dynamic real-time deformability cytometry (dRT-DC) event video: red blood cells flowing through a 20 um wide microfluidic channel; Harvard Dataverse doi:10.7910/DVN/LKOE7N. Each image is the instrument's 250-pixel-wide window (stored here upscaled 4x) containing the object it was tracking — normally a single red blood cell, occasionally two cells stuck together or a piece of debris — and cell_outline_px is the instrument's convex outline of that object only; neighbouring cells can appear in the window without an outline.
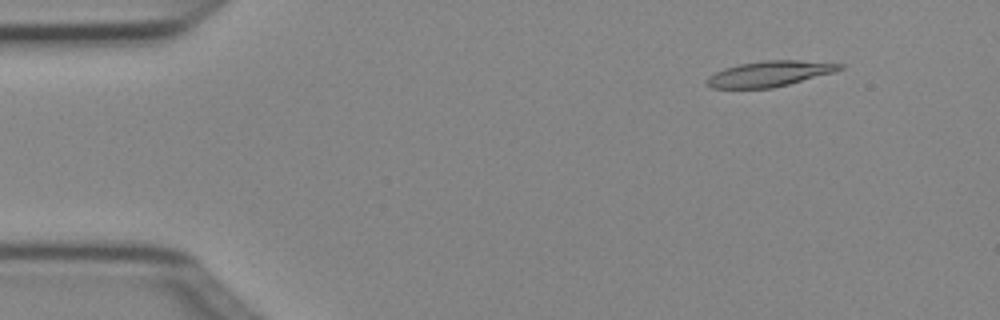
{"species": "Egyptian fruit bat (a non-hibernating species)", "species_latin": "Rousettus aegyptiacus", "temperature_condition": "cold", "stored_images_in_passage": 4, "camera_frame_rate_fps": 3000, "um_per_image_px": 0.085, "animal": {"sex": "female"}, "frame": {"image": 1, "passage_image": 2, "time_ms": 0.333, "image_size_px": [1000, 320], "cell_outline_px": [[844, 68], [836, 72], [772, 88], [712, 88], [704, 84], [704, 80], [708, 76], [724, 68], [740, 64], [764, 60], [796, 60], [844, 64]], "centroid_in_image_um": [65.39, 6.27], "position_along_channel_um": 19.6, "area_um2": 19.83}}